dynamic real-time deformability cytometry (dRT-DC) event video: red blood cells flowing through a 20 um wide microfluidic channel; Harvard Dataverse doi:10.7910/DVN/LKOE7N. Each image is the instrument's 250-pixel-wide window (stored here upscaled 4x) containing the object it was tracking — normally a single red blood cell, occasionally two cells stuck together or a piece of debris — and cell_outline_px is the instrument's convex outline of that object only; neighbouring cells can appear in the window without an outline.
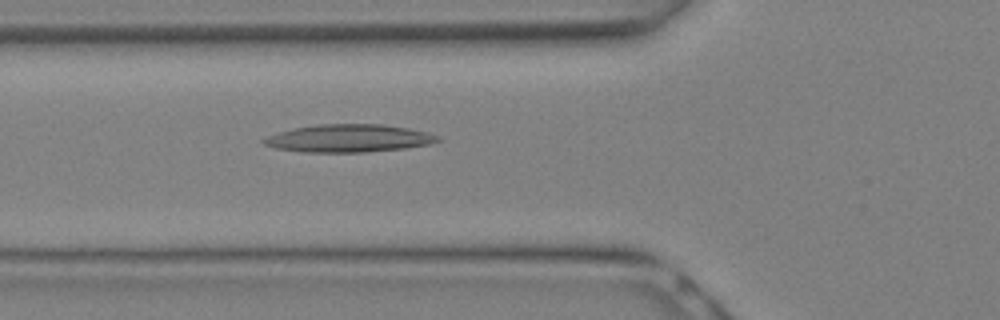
{"species": "Egyptian fruit bat (a non-hibernating species)", "species_latin": "Rousettus aegyptiacus", "temperature_condition": "warm", "stored_images_in_passage": 10, "camera_frame_rate_fps": 3000, "um_per_image_px": 0.085, "animal": {"sex": "female"}, "frame": {"image": 1, "passage_image": 10, "time_ms": 3.0, "image_size_px": [1000, 320], "cell_outline_px": [[440, 140], [428, 144], [404, 148], [364, 152], [304, 152], [276, 148], [264, 144], [260, 140], [268, 136], [292, 128], [316, 124], [380, 124], [408, 128], [428, 132], [440, 136]], "centroid_in_image_um": [29.63, 11.75], "position_along_channel_um": 96.2, "area_um2": 28.03}}